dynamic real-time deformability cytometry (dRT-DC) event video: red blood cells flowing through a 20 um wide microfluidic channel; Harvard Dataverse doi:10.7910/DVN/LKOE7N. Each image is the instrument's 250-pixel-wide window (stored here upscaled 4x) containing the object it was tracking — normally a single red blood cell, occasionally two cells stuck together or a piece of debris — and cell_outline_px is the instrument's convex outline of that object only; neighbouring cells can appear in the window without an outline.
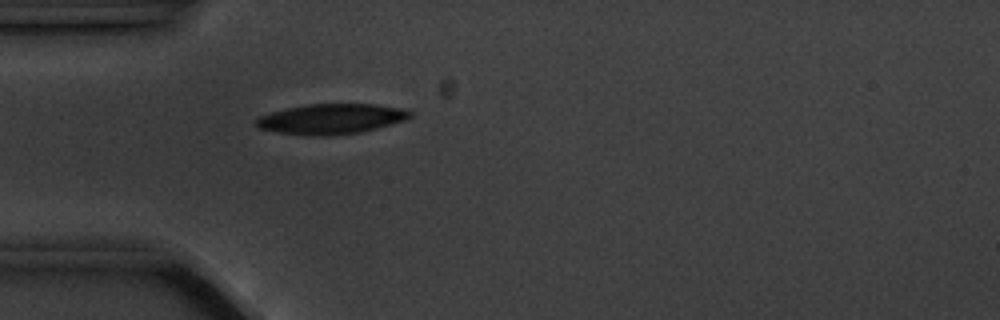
{"species": "common noctule bat (a hibernating species)", "species_latin": "Nyctalus noctula", "temperature_condition": "cold", "stored_images_in_passage": 4, "camera_frame_rate_fps": 3000, "um_per_image_px": 0.085, "animal": {"sex": "male", "body_mass_g": 20.1, "forearm_length_mm": 53.5}, "frame": {"image": 1, "passage_image": 4, "time_ms": 4.0, "image_size_px": [1000, 320], "cell_outline_px": [[412, 116], [404, 120], [376, 128], [360, 132], [328, 136], [312, 136], [276, 132], [260, 128], [256, 124], [256, 120], [260, 116], [272, 112], [288, 108], [308, 104], [372, 104], [404, 108], [412, 112]], "centroid_in_image_um": [28.17, 10.11], "position_along_channel_um": 56.8, "area_um2": 26.88}}